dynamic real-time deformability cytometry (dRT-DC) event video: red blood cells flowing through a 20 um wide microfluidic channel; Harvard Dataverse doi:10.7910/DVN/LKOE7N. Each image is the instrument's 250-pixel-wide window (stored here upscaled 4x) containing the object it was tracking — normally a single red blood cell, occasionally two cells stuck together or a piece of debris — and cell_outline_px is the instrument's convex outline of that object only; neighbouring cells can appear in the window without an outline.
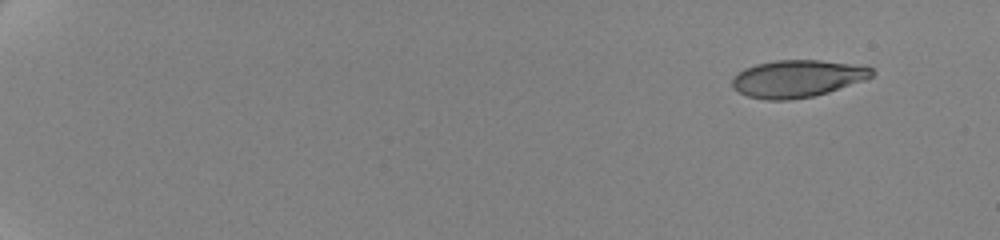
{"species": "human", "species_latin": "Homo sapiens", "temperature_condition": "cold", "stored_images_in_passage": 49, "camera_frame_rate_fps": 3000, "um_per_image_px": 0.085, "donor": {"sex": "female"}, "frame": {"image": 1, "passage_image": 1, "time_ms": 0.0, "image_size_px": [1000, 240], "cell_outline_px": [[876, 72], [872, 76], [864, 80], [816, 96], [788, 100], [768, 100], [748, 96], [732, 88], [732, 80], [744, 68], [756, 64], [776, 60], [820, 60], [868, 64]], "centroid_in_image_um": [67.85, 6.66], "position_along_channel_um": 17.1, "area_um2": 30.63}}
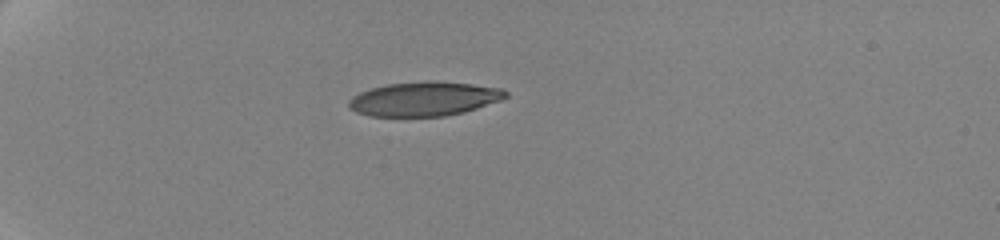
{"frame": {"image": 2, "passage_image": 33, "time_ms": 4.667, "image_size_px": [1000, 240], "cell_outline_px": [[508, 96], [500, 100], [464, 112], [444, 116], [368, 116], [356, 112], [348, 108], [348, 100], [352, 96], [360, 92], [372, 88], [388, 84], [428, 80], [436, 80], [472, 84], [500, 88], [508, 92]], "centroid_in_image_um": [36.03, 8.4], "position_along_channel_um": 49.0, "area_um2": 31.39}}